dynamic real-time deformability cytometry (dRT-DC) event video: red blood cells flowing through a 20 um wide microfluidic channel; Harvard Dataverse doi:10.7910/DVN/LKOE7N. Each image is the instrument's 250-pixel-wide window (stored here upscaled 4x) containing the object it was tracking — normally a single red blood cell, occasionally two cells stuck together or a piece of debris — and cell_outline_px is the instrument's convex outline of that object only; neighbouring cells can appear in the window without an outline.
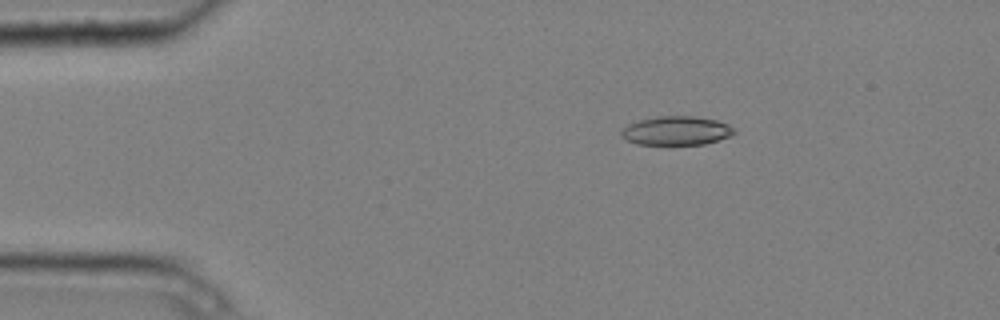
{"species": "common noctule bat (a hibernating species)", "species_latin": "Nyctalus noctula", "temperature_condition": "cold", "stored_images_in_passage": 10, "camera_frame_rate_fps": 3000, "um_per_image_px": 0.085, "animal": {"sex": "male", "body_mass_g": 20.4}, "frame": {"image": 1, "passage_image": 2, "time_ms": 0.333, "image_size_px": [1000, 320], "cell_outline_px": [[736, 132], [732, 136], [704, 144], [636, 144], [620, 136], [620, 132], [628, 124], [640, 120], [656, 116], [692, 116], [716, 120], [728, 124], [736, 128]], "centroid_in_image_um": [57.52, 11.1], "position_along_channel_um": 27.5, "area_um2": 19.02}}
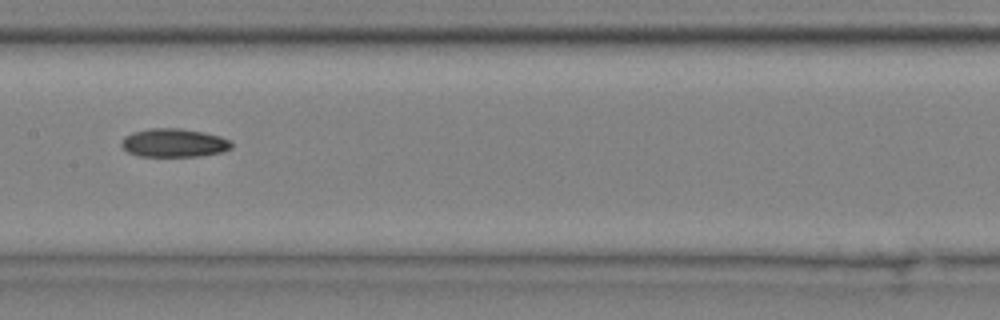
{"frame": {"image": 2, "passage_image": 7, "time_ms": 2.0, "image_size_px": [1000, 320], "cell_outline_px": [[232, 148], [220, 152], [200, 156], [140, 156], [128, 152], [120, 144], [120, 140], [124, 136], [132, 132], [148, 128], [180, 128], [204, 132], [220, 136], [232, 140]], "centroid_in_image_um": [14.78, 12.13], "position_along_channel_um": 192.6, "area_um2": 18.44}}
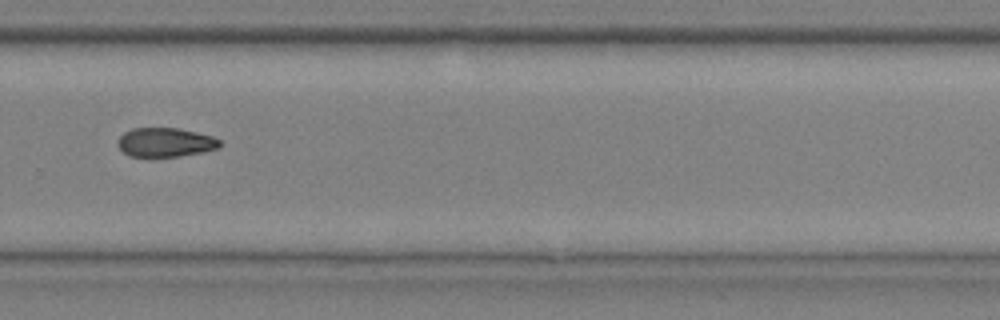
{"frame": {"image": 3, "passage_image": 10, "time_ms": 3.0, "image_size_px": [1000, 320], "cell_outline_px": [[224, 144], [220, 148], [204, 152], [180, 156], [128, 156], [120, 148], [120, 136], [124, 132], [132, 128], [180, 128], [212, 136], [220, 140]], "centroid_in_image_um": [14.13, 12.09], "position_along_channel_um": 315.7, "area_um2": 17.28}}